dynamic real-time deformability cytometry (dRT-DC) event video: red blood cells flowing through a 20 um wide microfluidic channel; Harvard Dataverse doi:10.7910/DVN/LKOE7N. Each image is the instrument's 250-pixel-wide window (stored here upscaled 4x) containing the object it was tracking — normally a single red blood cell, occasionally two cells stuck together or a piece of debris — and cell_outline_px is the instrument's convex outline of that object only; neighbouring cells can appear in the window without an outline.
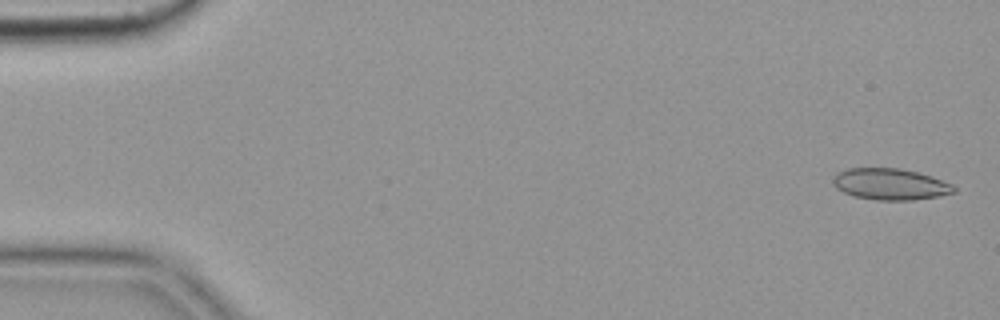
{"species": "common noctule bat (a hibernating species)", "species_latin": "Nyctalus noctula", "temperature_condition": "cold", "stored_images_in_passage": 55, "camera_frame_rate_fps": 3000, "um_per_image_px": 0.085, "animal": {"sex": "female", "body_mass_g": 19.9}, "frame": {"image": 1, "passage_image": 2, "time_ms": 0.333, "image_size_px": [1000, 320], "cell_outline_px": [[956, 192], [940, 196], [912, 200], [876, 200], [852, 196], [836, 188], [832, 184], [832, 176], [836, 172], [848, 168], [900, 168], [916, 172], [952, 184], [956, 188]], "centroid_in_image_um": [75.61, 15.66], "position_along_channel_um": 9.4, "area_um2": 22.2}}
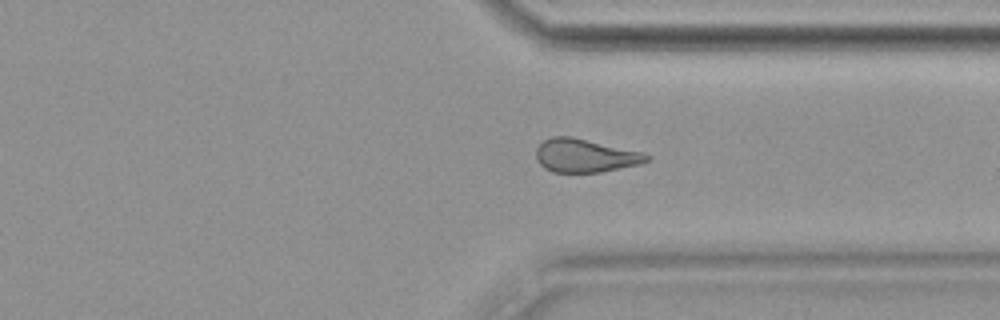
{"frame": {"image": 2, "passage_image": 42, "time_ms": 13.667, "image_size_px": [1000, 320], "cell_outline_px": [[652, 156], [648, 160], [640, 164], [600, 172], [552, 172], [544, 168], [536, 160], [536, 148], [544, 140], [552, 136], [572, 136], [640, 152]], "centroid_in_image_um": [49.69, 13.23], "position_along_channel_um": 361.7, "area_um2": 21.39}}
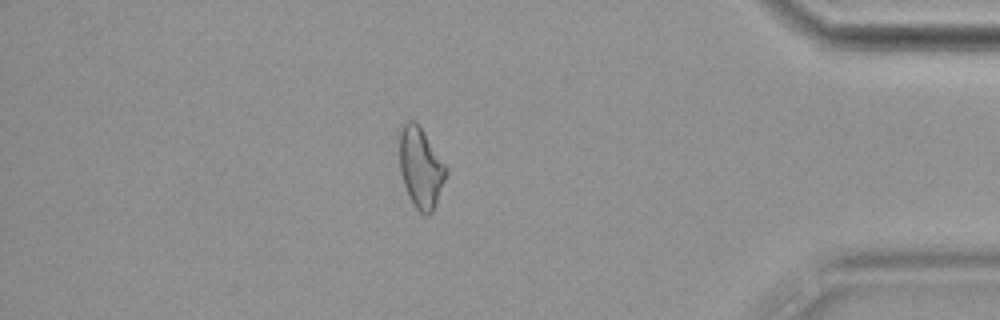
{"frame": {"image": 3, "passage_image": 48, "time_ms": 15.667, "image_size_px": [1000, 320], "cell_outline_px": [[448, 172], [432, 212], [428, 216], [424, 216], [412, 204], [404, 184], [400, 172], [400, 132], [404, 124], [408, 120], [412, 120], [420, 128], [448, 168]], "centroid_in_image_um": [35.77, 14.31], "position_along_channel_um": 399.4, "area_um2": 21.39}, "authors_computed_cell_mechanics": {"area_um2": 21.9062, "velocity_mm_per_s": 3.6414, "shape_relaxation_time_tau1_ms": null, "shape_relaxation_time_tau2_ms": 2.8091, "deformation_change_tau1": null, "deformation_change_tau2": 0.0931}}